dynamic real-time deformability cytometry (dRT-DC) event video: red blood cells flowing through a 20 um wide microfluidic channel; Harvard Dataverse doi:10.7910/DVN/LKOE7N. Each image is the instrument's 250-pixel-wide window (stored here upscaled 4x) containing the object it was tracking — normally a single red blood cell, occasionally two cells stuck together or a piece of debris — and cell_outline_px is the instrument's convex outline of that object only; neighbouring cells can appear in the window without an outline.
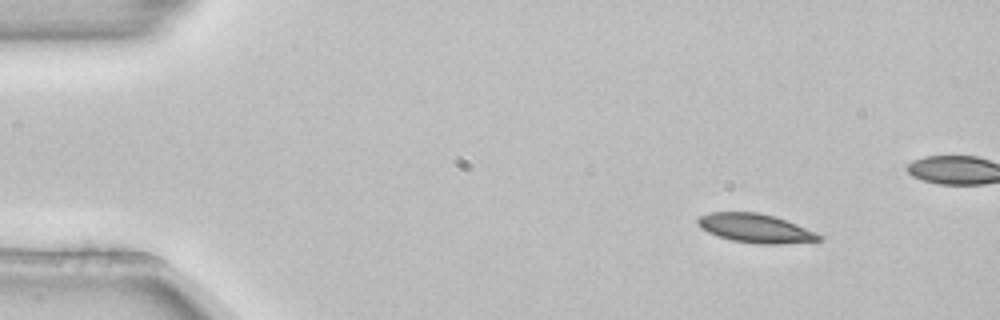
{"species": "common noctule bat (a hibernating species)", "species_latin": "Nyctalus noctula", "temperature_condition": "room temperature", "stored_images_in_passage": 3, "camera_frame_rate_fps": 3000, "um_per_image_px": 0.085, "animal": {"sex": "female", "body_mass_g": 22.7, "forearm_length_mm": 54.2}, "frame": {"image": 1, "passage_image": 1, "time_ms": 0.0, "image_size_px": [1000, 320], "cell_outline_px": [[824, 240], [776, 244], [760, 244], [732, 240], [708, 232], [700, 228], [696, 220], [700, 216], [708, 212], [756, 212], [772, 216], [796, 224], [816, 232], [824, 236]], "centroid_in_image_um": [64.22, 19.4], "position_along_channel_um": 20.8, "area_um2": 20.23}}